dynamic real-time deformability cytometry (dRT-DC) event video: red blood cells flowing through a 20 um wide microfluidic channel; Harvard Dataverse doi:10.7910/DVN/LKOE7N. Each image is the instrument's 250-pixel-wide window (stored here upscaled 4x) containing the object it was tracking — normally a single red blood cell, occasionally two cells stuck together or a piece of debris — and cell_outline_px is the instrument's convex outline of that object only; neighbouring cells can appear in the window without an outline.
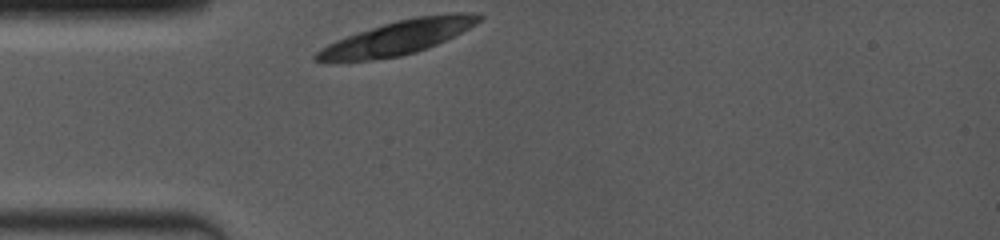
{"species": "common noctule bat (a hibernating species)", "species_latin": "Nyctalus noctula", "temperature_condition": "room temperature", "stored_images_in_passage": 1, "camera_frame_rate_fps": 4000, "um_per_image_px": 0.085, "animal": {"sex": "female", "body_mass_g": 19.0, "forearm_length_mm": 53.3}, "frame": {"image": 1, "passage_image": 1, "time_ms": 0.0, "image_size_px": [1000, 240], "cell_outline_px": [[484, 16], [476, 24], [428, 48], [416, 52], [400, 56], [368, 60], [328, 64], [312, 60], [312, 56], [320, 48], [336, 40], [356, 32], [396, 20], [416, 16], [452, 12], [472, 12]], "centroid_in_image_um": [33.7, 3.21], "position_along_channel_um": 51.3, "area_um2": 32.71}}